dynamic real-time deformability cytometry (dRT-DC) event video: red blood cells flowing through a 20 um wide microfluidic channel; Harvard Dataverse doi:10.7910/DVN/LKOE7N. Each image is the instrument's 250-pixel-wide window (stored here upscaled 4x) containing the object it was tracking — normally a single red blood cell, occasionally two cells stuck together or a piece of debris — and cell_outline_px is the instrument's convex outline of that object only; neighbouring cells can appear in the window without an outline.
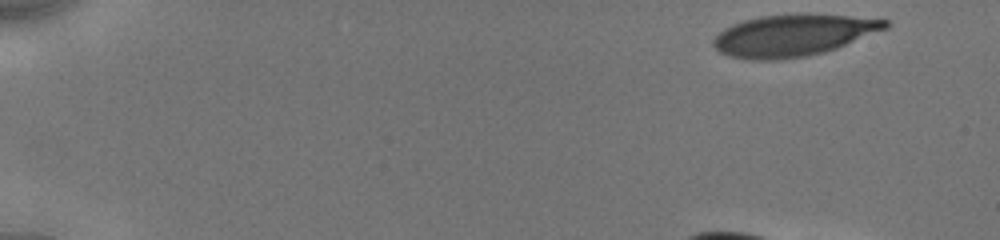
{"species": "human", "species_latin": "Homo sapiens", "temperature_condition": "cold", "stored_images_in_passage": 11, "camera_frame_rate_fps": 3000, "um_per_image_px": 0.085, "donor": {"sex": "male"}, "frame": {"image": 1, "passage_image": 1, "time_ms": 0.0, "image_size_px": [1000, 240], "cell_outline_px": [[892, 24], [888, 28], [836, 48], [824, 52], [804, 56], [776, 60], [748, 60], [728, 56], [720, 52], [712, 44], [712, 40], [724, 28], [732, 24], [744, 20], [760, 16], [848, 16], [888, 20]], "centroid_in_image_um": [67.38, 3.04], "position_along_channel_um": 17.6, "area_um2": 40.86}}
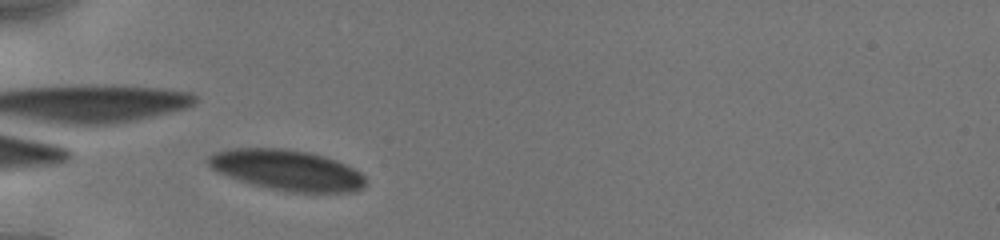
{"frame": {"image": 2, "passage_image": 8, "time_ms": 5.333, "image_size_px": [1000, 240], "cell_outline_px": [[368, 180], [360, 188], [352, 192], [292, 192], [268, 188], [248, 184], [216, 172], [208, 164], [208, 156], [216, 152], [228, 148], [284, 148], [308, 152], [324, 156], [336, 160], [360, 172]], "centroid_in_image_um": [24.35, 14.46], "position_along_channel_um": 60.6, "area_um2": 37.28}}
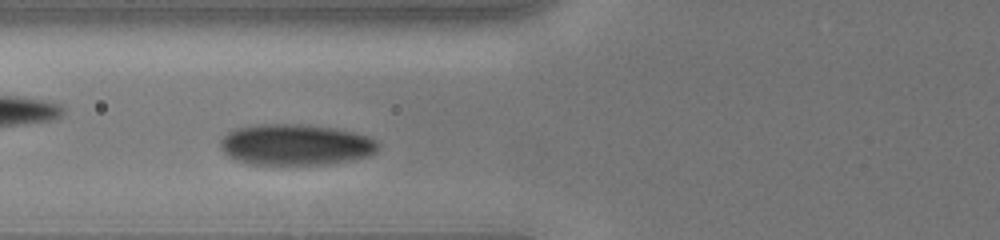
{"frame": {"image": 3, "passage_image": 10, "time_ms": 6.667, "image_size_px": [1000, 240], "cell_outline_px": [[380, 148], [376, 152], [368, 156], [352, 160], [332, 164], [248, 164], [236, 160], [228, 156], [220, 148], [220, 140], [228, 132], [236, 128], [256, 124], [304, 124], [336, 128], [356, 132], [368, 136], [376, 140], [380, 144]], "centroid_in_image_um": [25.16, 12.29], "position_along_channel_um": 100.6, "area_um2": 38.21}}